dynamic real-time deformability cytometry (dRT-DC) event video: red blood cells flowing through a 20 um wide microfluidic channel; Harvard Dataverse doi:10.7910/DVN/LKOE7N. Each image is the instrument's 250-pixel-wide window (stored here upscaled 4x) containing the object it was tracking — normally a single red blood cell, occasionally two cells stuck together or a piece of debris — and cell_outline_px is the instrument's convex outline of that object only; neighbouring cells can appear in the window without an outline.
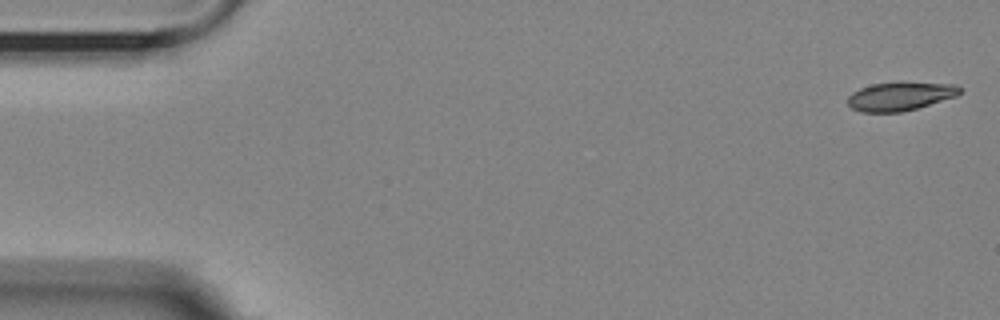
{"species": "Egyptian fruit bat (a non-hibernating species)", "species_latin": "Rousettus aegyptiacus", "temperature_condition": "room temperature", "stored_images_in_passage": 5, "segment_of_instrument_passage": [1, 2], "camera_frame_rate_fps": 3000, "um_per_image_px": 0.085, "animal": {"sex": "female"}, "frame": {"image": 1, "passage_image": 1, "time_ms": 0.0, "image_size_px": [1000, 320], "cell_outline_px": [[960, 92], [956, 96], [916, 108], [900, 112], [860, 112], [852, 108], [848, 104], [848, 96], [852, 92], [860, 88], [872, 84], [900, 80], [904, 80], [956, 84], [960, 88]], "centroid_in_image_um": [76.51, 8.14], "position_along_channel_um": 8.5, "area_um2": 19.13}}
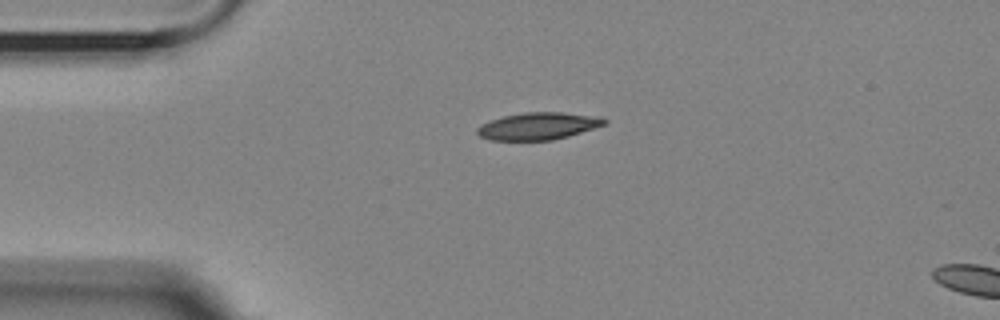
{"frame": {"image": 2, "passage_image": 4, "time_ms": 3.667, "image_size_px": [1000, 320], "cell_outline_px": [[608, 124], [568, 136], [552, 140], [492, 140], [480, 136], [476, 132], [476, 128], [492, 120], [504, 116], [524, 112], [564, 112], [604, 116], [608, 120]], "centroid_in_image_um": [45.85, 10.7], "position_along_channel_um": 39.2, "area_um2": 20.29}}